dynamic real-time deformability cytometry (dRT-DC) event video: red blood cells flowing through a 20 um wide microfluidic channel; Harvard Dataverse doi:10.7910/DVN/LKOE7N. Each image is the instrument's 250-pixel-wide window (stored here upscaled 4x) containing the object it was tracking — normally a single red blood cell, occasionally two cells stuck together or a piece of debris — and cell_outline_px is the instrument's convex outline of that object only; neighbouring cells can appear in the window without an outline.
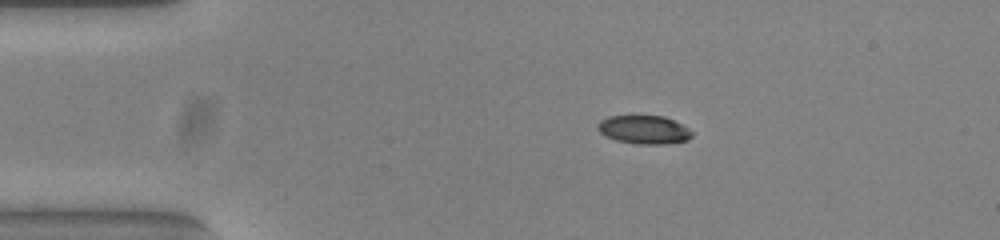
{"species": "common noctule bat (a hibernating species)", "species_latin": "Nyctalus noctula", "temperature_condition": "warm", "stored_images_in_passage": 53, "camera_frame_rate_fps": 3000, "um_per_image_px": 0.085, "animal": {"sex": "female", "body_mass_g": 23.0, "forearm_length_mm": 53.4}, "frame": {"image": 1, "passage_image": 10, "time_ms": 3.0, "image_size_px": [1000, 240], "cell_outline_px": [[692, 136], [688, 140], [664, 144], [636, 144], [616, 140], [600, 132], [596, 128], [596, 124], [600, 120], [608, 116], [664, 116], [688, 128], [692, 132]], "centroid_in_image_um": [54.72, 11.02], "position_along_channel_um": 30.3, "area_um2": 15.55}}
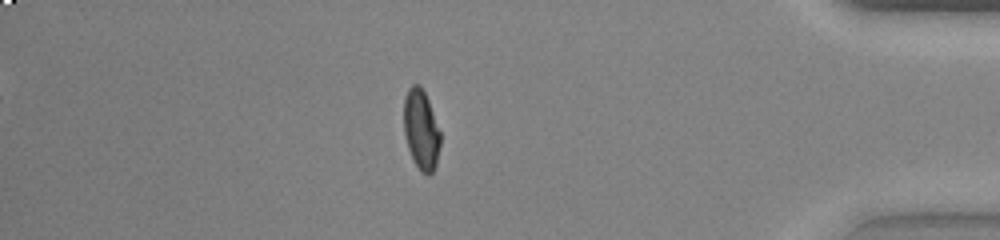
{"frame": {"image": 2, "passage_image": 46, "time_ms": 15.0, "image_size_px": [1000, 240], "cell_outline_px": [[440, 144], [436, 164], [432, 172], [428, 176], [420, 172], [408, 148], [404, 132], [404, 100], [408, 88], [412, 84], [420, 84], [428, 100], [440, 132]], "centroid_in_image_um": [35.79, 11.02], "position_along_channel_um": 399.4, "area_um2": 16.88}}
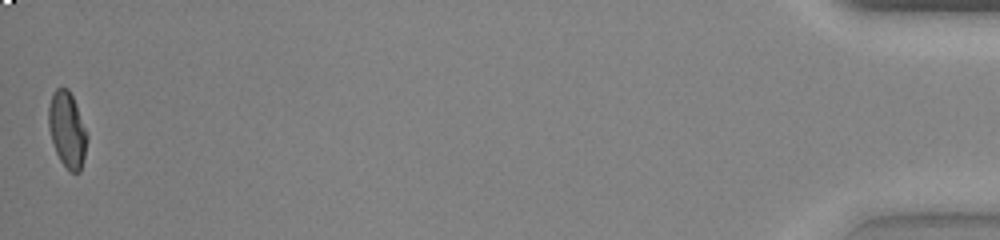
{"frame": {"image": 3, "passage_image": 53, "time_ms": 17.333, "image_size_px": [1000, 240], "cell_outline_px": [[88, 136], [84, 156], [80, 172], [72, 172], [60, 160], [56, 152], [48, 128], [48, 108], [52, 96], [56, 88], [68, 88], [72, 96]], "centroid_in_image_um": [5.7, 11.02], "position_along_channel_um": 429.5, "area_um2": 16.59}, "authors_computed_cell_mechanics": {"area_um2": 17.051, "velocity_mm_per_s": 3.8425, "shape_relaxation_time_tau1_ms": 6.9778, "shape_relaxation_time_tau2_ms": 1.461, "deformation_change_tau1": 0.2079, "deformation_change_tau2": 0.0533}}